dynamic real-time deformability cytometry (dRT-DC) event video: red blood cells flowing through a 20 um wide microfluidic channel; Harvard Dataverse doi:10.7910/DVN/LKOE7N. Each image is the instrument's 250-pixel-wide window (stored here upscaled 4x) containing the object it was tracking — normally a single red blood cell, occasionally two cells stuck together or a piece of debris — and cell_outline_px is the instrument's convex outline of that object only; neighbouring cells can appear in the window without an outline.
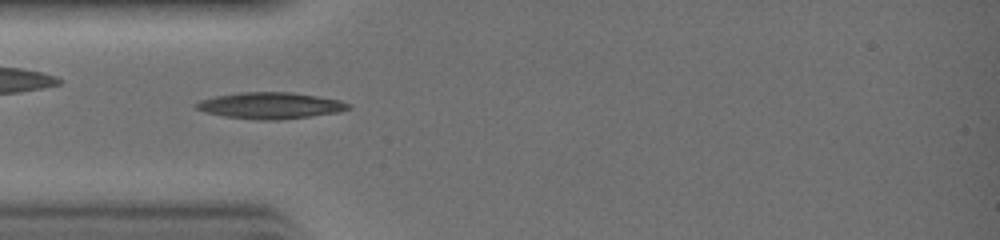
{"species": "common noctule bat (a hibernating species)", "species_latin": "Nyctalus noctula", "temperature_condition": "warm", "stored_images_in_passage": 18, "camera_frame_rate_fps": 3000, "um_per_image_px": 0.085, "animal": {"sex": "female", "body_mass_g": 19.0, "forearm_length_mm": 51.5}, "frame": {"image": 1, "passage_image": 1, "time_ms": 0.0, "image_size_px": [1000, 240], "cell_outline_px": [[352, 108], [340, 112], [280, 120], [260, 120], [224, 116], [204, 112], [196, 108], [196, 104], [200, 100], [216, 96], [240, 92], [292, 92], [340, 100], [352, 104]], "centroid_in_image_um": [23.02, 8.97], "position_along_channel_um": 62.0, "area_um2": 23.41}}
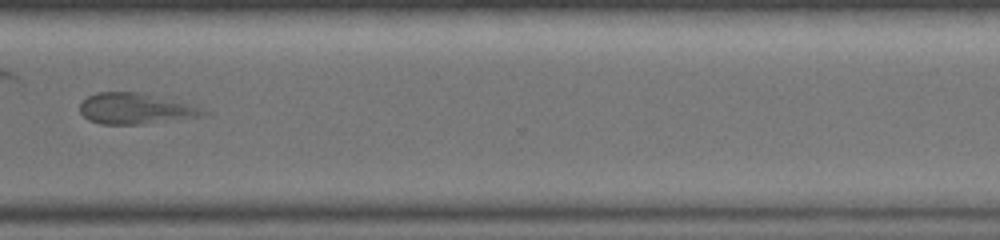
{"frame": {"image": 2, "passage_image": 16, "time_ms": 5.0, "image_size_px": [1000, 240], "cell_outline_px": [[212, 112], [200, 116], [144, 124], [100, 124], [88, 120], [80, 112], [80, 104], [88, 96], [96, 92], [144, 92], [160, 96]], "centroid_in_image_um": [11.47, 9.23], "position_along_channel_um": 359.1, "area_um2": 22.08}}
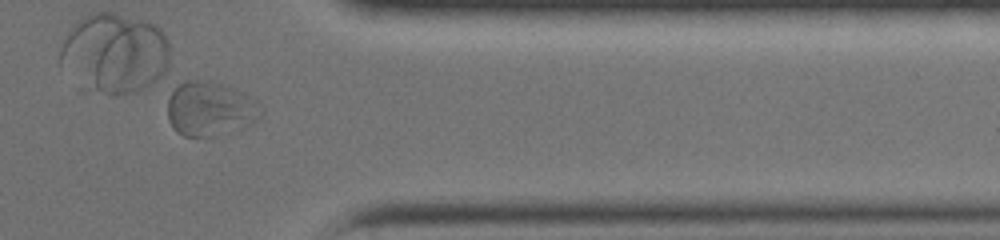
{"frame": {"image": 3, "passage_image": 18, "time_ms": 5.667, "image_size_px": [1000, 240], "cell_outline_px": [[264, 112], [260, 120], [244, 128], [216, 136], [184, 136], [176, 132], [172, 128], [168, 120], [168, 100], [172, 92], [180, 84], [188, 80], [212, 80], [228, 84], [244, 92], [256, 100]], "centroid_in_image_um": [17.92, 9.25], "position_along_channel_um": 393.5, "area_um2": 30.35}}